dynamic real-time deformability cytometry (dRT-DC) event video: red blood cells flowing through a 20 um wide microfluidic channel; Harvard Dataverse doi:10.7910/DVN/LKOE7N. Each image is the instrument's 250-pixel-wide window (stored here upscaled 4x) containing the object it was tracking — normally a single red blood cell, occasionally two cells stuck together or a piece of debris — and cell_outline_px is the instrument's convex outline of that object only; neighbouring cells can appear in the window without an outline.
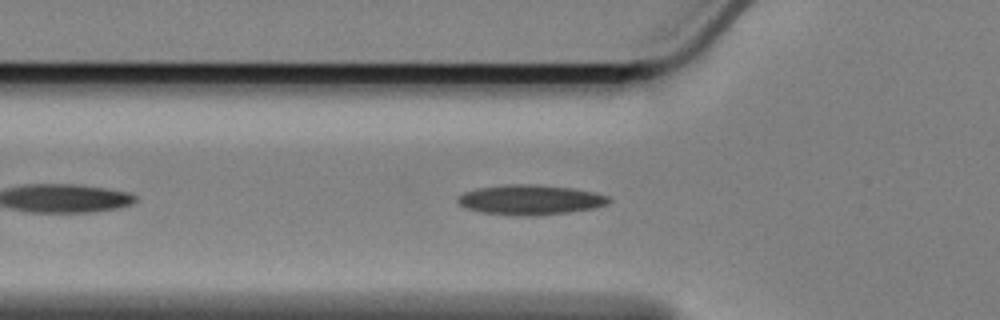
{"species": "Egyptian fruit bat (a non-hibernating species)", "species_latin": "Rousettus aegyptiacus", "temperature_condition": "cold", "stored_images_in_passage": 23, "camera_frame_rate_fps": 3000, "um_per_image_px": 0.085, "animal": {"sex": "female"}, "frame": {"image": 1, "passage_image": 7, "time_ms": 2.0, "image_size_px": [1000, 320], "cell_outline_px": [[612, 200], [608, 204], [596, 208], [568, 212], [532, 216], [516, 216], [480, 212], [464, 208], [456, 204], [456, 196], [464, 192], [476, 188], [508, 184], [528, 184], [572, 188], [596, 192], [608, 196]], "centroid_in_image_um": [45.03, 16.99], "position_along_channel_um": 80.8, "area_um2": 26.76}}
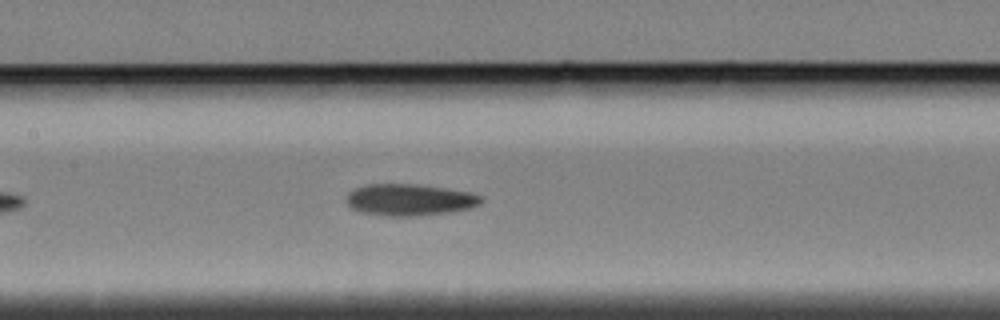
{"frame": {"image": 2, "passage_image": 15, "time_ms": 4.667, "image_size_px": [1000, 320], "cell_outline_px": [[484, 200], [480, 204], [472, 208], [448, 212], [416, 216], [384, 216], [360, 212], [352, 208], [344, 200], [348, 192], [356, 188], [368, 184], [416, 184], [444, 188], [468, 192], [480, 196]], "centroid_in_image_um": [34.78, 16.99], "position_along_channel_um": 172.6, "area_um2": 24.91}}
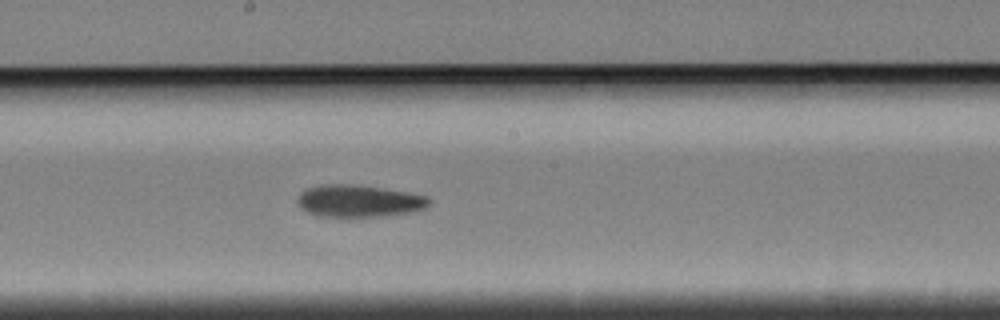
{"frame": {"image": 3, "passage_image": 19, "time_ms": 6.0, "image_size_px": [1000, 320], "cell_outline_px": [[432, 204], [424, 208], [412, 212], [384, 216], [316, 216], [300, 208], [296, 200], [300, 192], [308, 188], [320, 184], [352, 184], [408, 192], [428, 196], [432, 200]], "centroid_in_image_um": [30.51, 17.08], "position_along_channel_um": 217.7, "area_um2": 24.8}}